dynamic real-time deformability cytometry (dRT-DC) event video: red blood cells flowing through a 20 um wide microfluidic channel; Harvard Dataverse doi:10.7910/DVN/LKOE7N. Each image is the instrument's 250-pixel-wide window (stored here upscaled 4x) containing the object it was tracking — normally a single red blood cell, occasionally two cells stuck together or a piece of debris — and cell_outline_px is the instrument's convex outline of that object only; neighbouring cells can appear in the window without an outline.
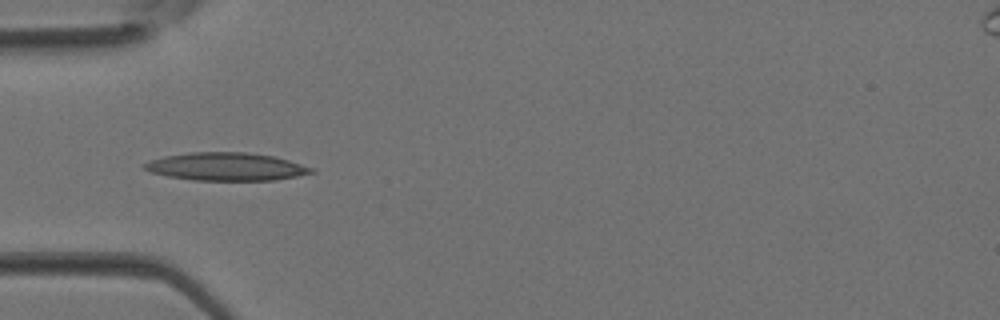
{"species": "Egyptian fruit bat (a non-hibernating species)", "species_latin": "Rousettus aegyptiacus", "temperature_condition": "room temperature", "stored_images_in_passage": 4, "camera_frame_rate_fps": 3000, "um_per_image_px": 0.085, "animal": {"sex": "female"}, "frame": {"image": 1, "passage_image": 3, "time_ms": 0.667, "image_size_px": [1000, 320], "cell_outline_px": [[316, 172], [276, 180], [192, 180], [168, 176], [152, 172], [144, 168], [144, 164], [152, 160], [164, 156], [188, 152], [244, 152], [272, 156], [288, 160], [316, 168]], "centroid_in_image_um": [19.27, 14.16], "position_along_channel_um": 65.7, "area_um2": 27.05}}
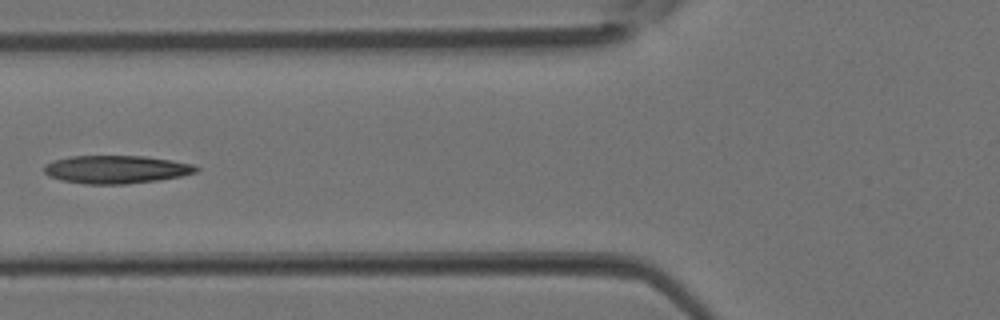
{"frame": {"image": 2, "passage_image": 4, "time_ms": 1.0, "image_size_px": [1000, 320], "cell_outline_px": [[200, 168], [196, 172], [180, 176], [160, 180], [128, 184], [84, 184], [60, 180], [48, 176], [44, 172], [44, 164], [52, 160], [72, 156], [144, 156], [192, 164]], "centroid_in_image_um": [9.82, 14.41], "position_along_channel_um": 116.0, "area_um2": 24.91}}